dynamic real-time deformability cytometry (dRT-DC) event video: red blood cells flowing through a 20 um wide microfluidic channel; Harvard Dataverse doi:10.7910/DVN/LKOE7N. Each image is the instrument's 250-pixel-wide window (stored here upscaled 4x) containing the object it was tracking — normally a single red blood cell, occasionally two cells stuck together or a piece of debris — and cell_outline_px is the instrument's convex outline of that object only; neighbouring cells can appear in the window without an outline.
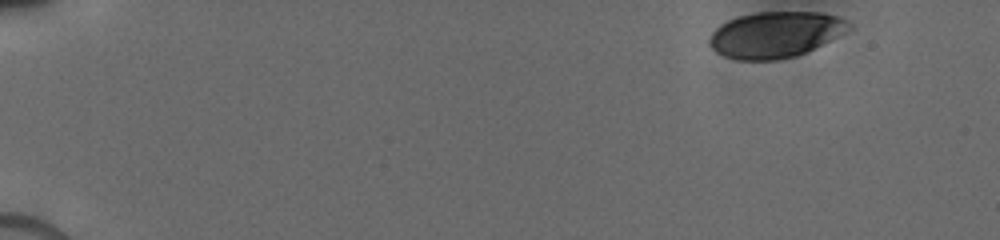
{"species": "human", "species_latin": "Homo sapiens", "temperature_condition": "cold", "stored_images_in_passage": 40, "camera_frame_rate_fps": 3000, "um_per_image_px": 0.085, "donor": {"sex": "male"}, "frame": {"image": 1, "passage_image": 1, "time_ms": 0.0, "image_size_px": [1000, 240], "cell_outline_px": [[852, 28], [796, 56], [776, 60], [736, 60], [724, 56], [716, 52], [708, 44], [708, 40], [712, 32], [720, 24], [728, 20], [740, 16], [756, 12], [820, 12], [836, 16], [852, 24]], "centroid_in_image_um": [65.85, 2.94], "position_along_channel_um": 19.2, "area_um2": 37.05}}
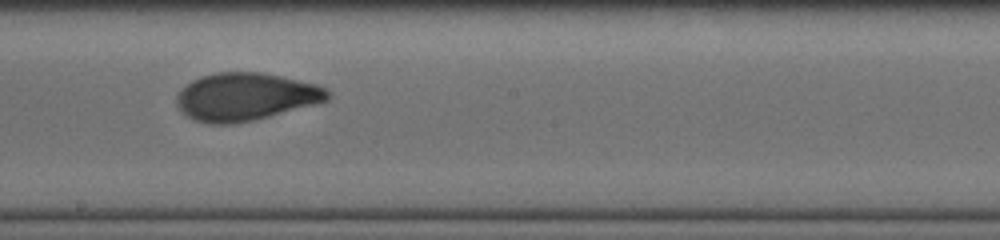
{"frame": {"image": 2, "passage_image": 22, "time_ms": 8.667, "image_size_px": [1000, 240], "cell_outline_px": [[332, 96], [328, 100], [316, 104], [252, 120], [232, 124], [208, 124], [196, 120], [188, 116], [176, 104], [176, 96], [192, 80], [200, 76], [216, 72], [260, 72], [280, 76], [316, 84], [328, 88], [332, 92]], "centroid_in_image_um": [20.91, 8.22], "position_along_channel_um": 227.3, "area_um2": 41.85}}
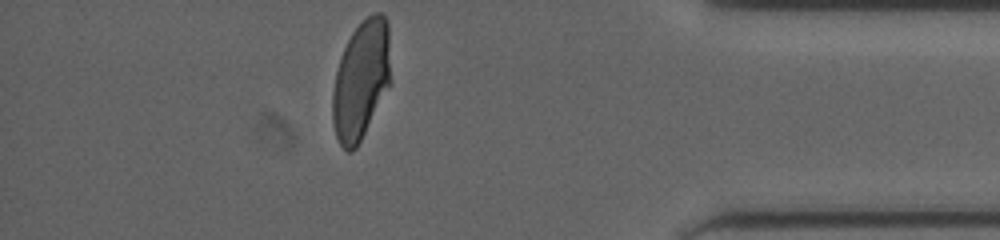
{"frame": {"image": 3, "passage_image": 40, "time_ms": 13.667, "image_size_px": [1000, 240], "cell_outline_px": [[392, 84], [356, 148], [352, 152], [348, 152], [340, 144], [336, 136], [332, 120], [332, 92], [336, 72], [344, 48], [352, 32], [372, 12], [380, 12], [388, 20], [392, 80]], "centroid_in_image_um": [30.73, 6.81], "position_along_channel_um": 404.5, "area_um2": 40.81}}